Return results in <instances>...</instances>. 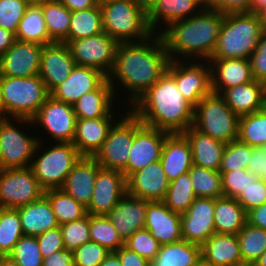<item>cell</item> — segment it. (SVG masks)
<instances>
[{
	"mask_svg": "<svg viewBox=\"0 0 266 266\" xmlns=\"http://www.w3.org/2000/svg\"><path fill=\"white\" fill-rule=\"evenodd\" d=\"M170 61L171 59L159 33L151 35L142 42L118 44L115 62L107 79L116 98L125 93V95H122V99L118 98L124 101L125 98L127 99L126 95H128V99L121 103L125 106L128 101L124 107L125 109L131 107L167 72ZM119 88L126 91L124 92ZM121 91L124 93H121Z\"/></svg>",
	"mask_w": 266,
	"mask_h": 266,
	"instance_id": "1",
	"label": "cell"
},
{
	"mask_svg": "<svg viewBox=\"0 0 266 266\" xmlns=\"http://www.w3.org/2000/svg\"><path fill=\"white\" fill-rule=\"evenodd\" d=\"M130 110L144 125L169 134L183 133L194 122V107L184 98L175 79L168 72Z\"/></svg>",
	"mask_w": 266,
	"mask_h": 266,
	"instance_id": "2",
	"label": "cell"
},
{
	"mask_svg": "<svg viewBox=\"0 0 266 266\" xmlns=\"http://www.w3.org/2000/svg\"><path fill=\"white\" fill-rule=\"evenodd\" d=\"M224 14L203 8L198 14L169 24L159 34L171 60L209 61Z\"/></svg>",
	"mask_w": 266,
	"mask_h": 266,
	"instance_id": "3",
	"label": "cell"
},
{
	"mask_svg": "<svg viewBox=\"0 0 266 266\" xmlns=\"http://www.w3.org/2000/svg\"><path fill=\"white\" fill-rule=\"evenodd\" d=\"M262 32L258 14L252 12L224 14L211 59H249L257 48Z\"/></svg>",
	"mask_w": 266,
	"mask_h": 266,
	"instance_id": "4",
	"label": "cell"
},
{
	"mask_svg": "<svg viewBox=\"0 0 266 266\" xmlns=\"http://www.w3.org/2000/svg\"><path fill=\"white\" fill-rule=\"evenodd\" d=\"M104 32L118 43L142 42L154 33L139 0L99 1Z\"/></svg>",
	"mask_w": 266,
	"mask_h": 266,
	"instance_id": "5",
	"label": "cell"
},
{
	"mask_svg": "<svg viewBox=\"0 0 266 266\" xmlns=\"http://www.w3.org/2000/svg\"><path fill=\"white\" fill-rule=\"evenodd\" d=\"M49 143L47 147L38 141L30 166L44 190L62 188L72 167L81 158L72 143Z\"/></svg>",
	"mask_w": 266,
	"mask_h": 266,
	"instance_id": "6",
	"label": "cell"
},
{
	"mask_svg": "<svg viewBox=\"0 0 266 266\" xmlns=\"http://www.w3.org/2000/svg\"><path fill=\"white\" fill-rule=\"evenodd\" d=\"M5 118L32 119L50 96L39 75L32 77L0 76Z\"/></svg>",
	"mask_w": 266,
	"mask_h": 266,
	"instance_id": "7",
	"label": "cell"
},
{
	"mask_svg": "<svg viewBox=\"0 0 266 266\" xmlns=\"http://www.w3.org/2000/svg\"><path fill=\"white\" fill-rule=\"evenodd\" d=\"M239 119L226 104L225 99L216 93L202 98L194 107L193 128L214 140L228 144L239 136Z\"/></svg>",
	"mask_w": 266,
	"mask_h": 266,
	"instance_id": "8",
	"label": "cell"
},
{
	"mask_svg": "<svg viewBox=\"0 0 266 266\" xmlns=\"http://www.w3.org/2000/svg\"><path fill=\"white\" fill-rule=\"evenodd\" d=\"M20 127H19V125ZM22 126V128H21ZM33 128L32 120L23 118L0 119V169L30 167L36 145L38 132L26 133L23 127ZM21 128V129H20ZM24 129V130H23ZM29 133V134H28ZM28 134V135H27Z\"/></svg>",
	"mask_w": 266,
	"mask_h": 266,
	"instance_id": "9",
	"label": "cell"
},
{
	"mask_svg": "<svg viewBox=\"0 0 266 266\" xmlns=\"http://www.w3.org/2000/svg\"><path fill=\"white\" fill-rule=\"evenodd\" d=\"M128 110V111H127ZM118 112V120L108 132L102 148L94 158L101 168L120 171L126 178V166L135 132L143 125L131 111Z\"/></svg>",
	"mask_w": 266,
	"mask_h": 266,
	"instance_id": "10",
	"label": "cell"
},
{
	"mask_svg": "<svg viewBox=\"0 0 266 266\" xmlns=\"http://www.w3.org/2000/svg\"><path fill=\"white\" fill-rule=\"evenodd\" d=\"M31 120L35 131L39 127L43 128L41 131H46L42 132L46 134H42V138L39 137L41 134L37 135L38 141H45L46 144V139L49 136L47 144L50 140L62 143L73 142L77 121L73 105L58 101L49 96Z\"/></svg>",
	"mask_w": 266,
	"mask_h": 266,
	"instance_id": "11",
	"label": "cell"
},
{
	"mask_svg": "<svg viewBox=\"0 0 266 266\" xmlns=\"http://www.w3.org/2000/svg\"><path fill=\"white\" fill-rule=\"evenodd\" d=\"M31 167L0 169V208L16 209L44 195Z\"/></svg>",
	"mask_w": 266,
	"mask_h": 266,
	"instance_id": "12",
	"label": "cell"
},
{
	"mask_svg": "<svg viewBox=\"0 0 266 266\" xmlns=\"http://www.w3.org/2000/svg\"><path fill=\"white\" fill-rule=\"evenodd\" d=\"M167 72L175 79L178 89L193 107L212 93L209 61L171 60Z\"/></svg>",
	"mask_w": 266,
	"mask_h": 266,
	"instance_id": "13",
	"label": "cell"
},
{
	"mask_svg": "<svg viewBox=\"0 0 266 266\" xmlns=\"http://www.w3.org/2000/svg\"><path fill=\"white\" fill-rule=\"evenodd\" d=\"M66 44L76 65L96 68L106 76L112 71L119 43L105 32Z\"/></svg>",
	"mask_w": 266,
	"mask_h": 266,
	"instance_id": "14",
	"label": "cell"
},
{
	"mask_svg": "<svg viewBox=\"0 0 266 266\" xmlns=\"http://www.w3.org/2000/svg\"><path fill=\"white\" fill-rule=\"evenodd\" d=\"M126 193L127 179L122 172L100 168L87 214L106 216Z\"/></svg>",
	"mask_w": 266,
	"mask_h": 266,
	"instance_id": "15",
	"label": "cell"
},
{
	"mask_svg": "<svg viewBox=\"0 0 266 266\" xmlns=\"http://www.w3.org/2000/svg\"><path fill=\"white\" fill-rule=\"evenodd\" d=\"M168 134L144 124L135 132L126 166V179L149 164L160 160L165 137Z\"/></svg>",
	"mask_w": 266,
	"mask_h": 266,
	"instance_id": "16",
	"label": "cell"
},
{
	"mask_svg": "<svg viewBox=\"0 0 266 266\" xmlns=\"http://www.w3.org/2000/svg\"><path fill=\"white\" fill-rule=\"evenodd\" d=\"M215 199L196 198L188 210L181 214L182 237L201 246L215 232Z\"/></svg>",
	"mask_w": 266,
	"mask_h": 266,
	"instance_id": "17",
	"label": "cell"
},
{
	"mask_svg": "<svg viewBox=\"0 0 266 266\" xmlns=\"http://www.w3.org/2000/svg\"><path fill=\"white\" fill-rule=\"evenodd\" d=\"M43 46L16 40L0 56V76L32 77L39 74Z\"/></svg>",
	"mask_w": 266,
	"mask_h": 266,
	"instance_id": "18",
	"label": "cell"
},
{
	"mask_svg": "<svg viewBox=\"0 0 266 266\" xmlns=\"http://www.w3.org/2000/svg\"><path fill=\"white\" fill-rule=\"evenodd\" d=\"M76 62L66 43L53 42L43 46L39 76L50 93L72 72Z\"/></svg>",
	"mask_w": 266,
	"mask_h": 266,
	"instance_id": "19",
	"label": "cell"
},
{
	"mask_svg": "<svg viewBox=\"0 0 266 266\" xmlns=\"http://www.w3.org/2000/svg\"><path fill=\"white\" fill-rule=\"evenodd\" d=\"M203 8V0H155L146 8L149 28L158 34L169 24L194 16Z\"/></svg>",
	"mask_w": 266,
	"mask_h": 266,
	"instance_id": "20",
	"label": "cell"
},
{
	"mask_svg": "<svg viewBox=\"0 0 266 266\" xmlns=\"http://www.w3.org/2000/svg\"><path fill=\"white\" fill-rule=\"evenodd\" d=\"M169 183L159 160L133 173L127 179V193L147 201H163Z\"/></svg>",
	"mask_w": 266,
	"mask_h": 266,
	"instance_id": "21",
	"label": "cell"
},
{
	"mask_svg": "<svg viewBox=\"0 0 266 266\" xmlns=\"http://www.w3.org/2000/svg\"><path fill=\"white\" fill-rule=\"evenodd\" d=\"M147 204V200L126 193L106 215L123 242L144 228Z\"/></svg>",
	"mask_w": 266,
	"mask_h": 266,
	"instance_id": "22",
	"label": "cell"
},
{
	"mask_svg": "<svg viewBox=\"0 0 266 266\" xmlns=\"http://www.w3.org/2000/svg\"><path fill=\"white\" fill-rule=\"evenodd\" d=\"M144 228L160 245L183 239L181 215L169 209L163 201H148Z\"/></svg>",
	"mask_w": 266,
	"mask_h": 266,
	"instance_id": "23",
	"label": "cell"
},
{
	"mask_svg": "<svg viewBox=\"0 0 266 266\" xmlns=\"http://www.w3.org/2000/svg\"><path fill=\"white\" fill-rule=\"evenodd\" d=\"M106 78L96 68L76 65L68 77L50 92V96L73 105L82 95L95 90Z\"/></svg>",
	"mask_w": 266,
	"mask_h": 266,
	"instance_id": "24",
	"label": "cell"
},
{
	"mask_svg": "<svg viewBox=\"0 0 266 266\" xmlns=\"http://www.w3.org/2000/svg\"><path fill=\"white\" fill-rule=\"evenodd\" d=\"M117 100L118 99L115 97L114 90L106 78L95 90L82 95L73 104V109L76 117L82 119L114 117L118 110H123L120 107L118 109V106L121 105V102ZM113 108H115V110Z\"/></svg>",
	"mask_w": 266,
	"mask_h": 266,
	"instance_id": "25",
	"label": "cell"
},
{
	"mask_svg": "<svg viewBox=\"0 0 266 266\" xmlns=\"http://www.w3.org/2000/svg\"><path fill=\"white\" fill-rule=\"evenodd\" d=\"M117 120L116 116L95 119L77 118L72 144L81 156L94 157L102 148L109 130Z\"/></svg>",
	"mask_w": 266,
	"mask_h": 266,
	"instance_id": "26",
	"label": "cell"
},
{
	"mask_svg": "<svg viewBox=\"0 0 266 266\" xmlns=\"http://www.w3.org/2000/svg\"><path fill=\"white\" fill-rule=\"evenodd\" d=\"M100 168L94 157L81 156L67 175L61 189L87 208L91 202L95 179Z\"/></svg>",
	"mask_w": 266,
	"mask_h": 266,
	"instance_id": "27",
	"label": "cell"
},
{
	"mask_svg": "<svg viewBox=\"0 0 266 266\" xmlns=\"http://www.w3.org/2000/svg\"><path fill=\"white\" fill-rule=\"evenodd\" d=\"M212 92L221 94L225 89L253 81L249 59H210Z\"/></svg>",
	"mask_w": 266,
	"mask_h": 266,
	"instance_id": "28",
	"label": "cell"
},
{
	"mask_svg": "<svg viewBox=\"0 0 266 266\" xmlns=\"http://www.w3.org/2000/svg\"><path fill=\"white\" fill-rule=\"evenodd\" d=\"M220 95L239 117L266 107V84L256 80L225 89Z\"/></svg>",
	"mask_w": 266,
	"mask_h": 266,
	"instance_id": "29",
	"label": "cell"
},
{
	"mask_svg": "<svg viewBox=\"0 0 266 266\" xmlns=\"http://www.w3.org/2000/svg\"><path fill=\"white\" fill-rule=\"evenodd\" d=\"M160 162L169 181L189 172L193 165L192 152L182 133L168 134L165 137Z\"/></svg>",
	"mask_w": 266,
	"mask_h": 266,
	"instance_id": "30",
	"label": "cell"
},
{
	"mask_svg": "<svg viewBox=\"0 0 266 266\" xmlns=\"http://www.w3.org/2000/svg\"><path fill=\"white\" fill-rule=\"evenodd\" d=\"M201 259L213 266H244L237 235L214 233L201 245Z\"/></svg>",
	"mask_w": 266,
	"mask_h": 266,
	"instance_id": "31",
	"label": "cell"
},
{
	"mask_svg": "<svg viewBox=\"0 0 266 266\" xmlns=\"http://www.w3.org/2000/svg\"><path fill=\"white\" fill-rule=\"evenodd\" d=\"M24 236H37L59 226L48 198L43 195L30 204L16 208Z\"/></svg>",
	"mask_w": 266,
	"mask_h": 266,
	"instance_id": "32",
	"label": "cell"
},
{
	"mask_svg": "<svg viewBox=\"0 0 266 266\" xmlns=\"http://www.w3.org/2000/svg\"><path fill=\"white\" fill-rule=\"evenodd\" d=\"M182 134L190 144L193 164L215 171L220 170L226 144L200 133L193 127H189Z\"/></svg>",
	"mask_w": 266,
	"mask_h": 266,
	"instance_id": "33",
	"label": "cell"
},
{
	"mask_svg": "<svg viewBox=\"0 0 266 266\" xmlns=\"http://www.w3.org/2000/svg\"><path fill=\"white\" fill-rule=\"evenodd\" d=\"M201 260V246L185 239L160 245L157 256L150 266H197Z\"/></svg>",
	"mask_w": 266,
	"mask_h": 266,
	"instance_id": "34",
	"label": "cell"
},
{
	"mask_svg": "<svg viewBox=\"0 0 266 266\" xmlns=\"http://www.w3.org/2000/svg\"><path fill=\"white\" fill-rule=\"evenodd\" d=\"M247 222V212L234 198L215 199L214 224L216 233L237 235Z\"/></svg>",
	"mask_w": 266,
	"mask_h": 266,
	"instance_id": "35",
	"label": "cell"
},
{
	"mask_svg": "<svg viewBox=\"0 0 266 266\" xmlns=\"http://www.w3.org/2000/svg\"><path fill=\"white\" fill-rule=\"evenodd\" d=\"M44 15L50 43H66L70 28L71 11L59 0L39 5Z\"/></svg>",
	"mask_w": 266,
	"mask_h": 266,
	"instance_id": "36",
	"label": "cell"
},
{
	"mask_svg": "<svg viewBox=\"0 0 266 266\" xmlns=\"http://www.w3.org/2000/svg\"><path fill=\"white\" fill-rule=\"evenodd\" d=\"M16 40L33 42L42 46L50 44L44 15L40 6L30 5L19 22Z\"/></svg>",
	"mask_w": 266,
	"mask_h": 266,
	"instance_id": "37",
	"label": "cell"
},
{
	"mask_svg": "<svg viewBox=\"0 0 266 266\" xmlns=\"http://www.w3.org/2000/svg\"><path fill=\"white\" fill-rule=\"evenodd\" d=\"M104 32L100 4L96 7L71 12L67 42L91 37Z\"/></svg>",
	"mask_w": 266,
	"mask_h": 266,
	"instance_id": "38",
	"label": "cell"
},
{
	"mask_svg": "<svg viewBox=\"0 0 266 266\" xmlns=\"http://www.w3.org/2000/svg\"><path fill=\"white\" fill-rule=\"evenodd\" d=\"M44 195L48 198L59 225L87 215L86 208L61 188L45 190Z\"/></svg>",
	"mask_w": 266,
	"mask_h": 266,
	"instance_id": "39",
	"label": "cell"
},
{
	"mask_svg": "<svg viewBox=\"0 0 266 266\" xmlns=\"http://www.w3.org/2000/svg\"><path fill=\"white\" fill-rule=\"evenodd\" d=\"M196 198L190 174L187 172L170 181L163 202L173 212L181 215L188 210Z\"/></svg>",
	"mask_w": 266,
	"mask_h": 266,
	"instance_id": "40",
	"label": "cell"
},
{
	"mask_svg": "<svg viewBox=\"0 0 266 266\" xmlns=\"http://www.w3.org/2000/svg\"><path fill=\"white\" fill-rule=\"evenodd\" d=\"M244 265H252L266 251V230L246 222L237 234Z\"/></svg>",
	"mask_w": 266,
	"mask_h": 266,
	"instance_id": "41",
	"label": "cell"
},
{
	"mask_svg": "<svg viewBox=\"0 0 266 266\" xmlns=\"http://www.w3.org/2000/svg\"><path fill=\"white\" fill-rule=\"evenodd\" d=\"M189 174L197 198L216 199L223 197L222 179L219 171L193 164Z\"/></svg>",
	"mask_w": 266,
	"mask_h": 266,
	"instance_id": "42",
	"label": "cell"
},
{
	"mask_svg": "<svg viewBox=\"0 0 266 266\" xmlns=\"http://www.w3.org/2000/svg\"><path fill=\"white\" fill-rule=\"evenodd\" d=\"M238 139L252 148L266 147V107L240 117Z\"/></svg>",
	"mask_w": 266,
	"mask_h": 266,
	"instance_id": "43",
	"label": "cell"
},
{
	"mask_svg": "<svg viewBox=\"0 0 266 266\" xmlns=\"http://www.w3.org/2000/svg\"><path fill=\"white\" fill-rule=\"evenodd\" d=\"M23 235L18 211L0 208V257L8 256Z\"/></svg>",
	"mask_w": 266,
	"mask_h": 266,
	"instance_id": "44",
	"label": "cell"
},
{
	"mask_svg": "<svg viewBox=\"0 0 266 266\" xmlns=\"http://www.w3.org/2000/svg\"><path fill=\"white\" fill-rule=\"evenodd\" d=\"M90 241L96 242L110 252L124 246L118 231L105 215H90Z\"/></svg>",
	"mask_w": 266,
	"mask_h": 266,
	"instance_id": "45",
	"label": "cell"
},
{
	"mask_svg": "<svg viewBox=\"0 0 266 266\" xmlns=\"http://www.w3.org/2000/svg\"><path fill=\"white\" fill-rule=\"evenodd\" d=\"M252 156V147L239 139L226 144L219 172L247 170Z\"/></svg>",
	"mask_w": 266,
	"mask_h": 266,
	"instance_id": "46",
	"label": "cell"
},
{
	"mask_svg": "<svg viewBox=\"0 0 266 266\" xmlns=\"http://www.w3.org/2000/svg\"><path fill=\"white\" fill-rule=\"evenodd\" d=\"M20 266H42L43 258L36 236H22L8 255Z\"/></svg>",
	"mask_w": 266,
	"mask_h": 266,
	"instance_id": "47",
	"label": "cell"
},
{
	"mask_svg": "<svg viewBox=\"0 0 266 266\" xmlns=\"http://www.w3.org/2000/svg\"><path fill=\"white\" fill-rule=\"evenodd\" d=\"M65 249L75 250L90 241V214L82 219L60 225Z\"/></svg>",
	"mask_w": 266,
	"mask_h": 266,
	"instance_id": "48",
	"label": "cell"
},
{
	"mask_svg": "<svg viewBox=\"0 0 266 266\" xmlns=\"http://www.w3.org/2000/svg\"><path fill=\"white\" fill-rule=\"evenodd\" d=\"M223 187V197L236 199L242 194L249 184L254 183L258 176L248 170H236L231 172H220Z\"/></svg>",
	"mask_w": 266,
	"mask_h": 266,
	"instance_id": "49",
	"label": "cell"
},
{
	"mask_svg": "<svg viewBox=\"0 0 266 266\" xmlns=\"http://www.w3.org/2000/svg\"><path fill=\"white\" fill-rule=\"evenodd\" d=\"M124 245L149 262L157 256L160 248L158 241L146 228L137 230L124 242Z\"/></svg>",
	"mask_w": 266,
	"mask_h": 266,
	"instance_id": "50",
	"label": "cell"
},
{
	"mask_svg": "<svg viewBox=\"0 0 266 266\" xmlns=\"http://www.w3.org/2000/svg\"><path fill=\"white\" fill-rule=\"evenodd\" d=\"M29 6L26 0H0V28L16 35L19 22Z\"/></svg>",
	"mask_w": 266,
	"mask_h": 266,
	"instance_id": "51",
	"label": "cell"
},
{
	"mask_svg": "<svg viewBox=\"0 0 266 266\" xmlns=\"http://www.w3.org/2000/svg\"><path fill=\"white\" fill-rule=\"evenodd\" d=\"M109 253L100 244L88 241L73 250L74 266H99Z\"/></svg>",
	"mask_w": 266,
	"mask_h": 266,
	"instance_id": "52",
	"label": "cell"
},
{
	"mask_svg": "<svg viewBox=\"0 0 266 266\" xmlns=\"http://www.w3.org/2000/svg\"><path fill=\"white\" fill-rule=\"evenodd\" d=\"M237 202L248 212L252 208L266 203V182L260 177L243 190L242 194L236 198Z\"/></svg>",
	"mask_w": 266,
	"mask_h": 266,
	"instance_id": "53",
	"label": "cell"
},
{
	"mask_svg": "<svg viewBox=\"0 0 266 266\" xmlns=\"http://www.w3.org/2000/svg\"><path fill=\"white\" fill-rule=\"evenodd\" d=\"M36 237L42 258H46L54 252L65 249L60 225L49 229Z\"/></svg>",
	"mask_w": 266,
	"mask_h": 266,
	"instance_id": "54",
	"label": "cell"
},
{
	"mask_svg": "<svg viewBox=\"0 0 266 266\" xmlns=\"http://www.w3.org/2000/svg\"><path fill=\"white\" fill-rule=\"evenodd\" d=\"M249 61L253 79L266 84V31L262 32L257 48Z\"/></svg>",
	"mask_w": 266,
	"mask_h": 266,
	"instance_id": "55",
	"label": "cell"
},
{
	"mask_svg": "<svg viewBox=\"0 0 266 266\" xmlns=\"http://www.w3.org/2000/svg\"><path fill=\"white\" fill-rule=\"evenodd\" d=\"M204 7L223 14L250 12L252 0H203Z\"/></svg>",
	"mask_w": 266,
	"mask_h": 266,
	"instance_id": "56",
	"label": "cell"
},
{
	"mask_svg": "<svg viewBox=\"0 0 266 266\" xmlns=\"http://www.w3.org/2000/svg\"><path fill=\"white\" fill-rule=\"evenodd\" d=\"M122 266H150V262L125 245L115 252Z\"/></svg>",
	"mask_w": 266,
	"mask_h": 266,
	"instance_id": "57",
	"label": "cell"
},
{
	"mask_svg": "<svg viewBox=\"0 0 266 266\" xmlns=\"http://www.w3.org/2000/svg\"><path fill=\"white\" fill-rule=\"evenodd\" d=\"M266 164V147L252 148V156L248 163L247 170L250 173L261 177L264 172V166Z\"/></svg>",
	"mask_w": 266,
	"mask_h": 266,
	"instance_id": "58",
	"label": "cell"
},
{
	"mask_svg": "<svg viewBox=\"0 0 266 266\" xmlns=\"http://www.w3.org/2000/svg\"><path fill=\"white\" fill-rule=\"evenodd\" d=\"M42 266H74L73 250L64 249L43 258Z\"/></svg>",
	"mask_w": 266,
	"mask_h": 266,
	"instance_id": "59",
	"label": "cell"
},
{
	"mask_svg": "<svg viewBox=\"0 0 266 266\" xmlns=\"http://www.w3.org/2000/svg\"><path fill=\"white\" fill-rule=\"evenodd\" d=\"M247 222L253 226L266 230V203L248 211Z\"/></svg>",
	"mask_w": 266,
	"mask_h": 266,
	"instance_id": "60",
	"label": "cell"
},
{
	"mask_svg": "<svg viewBox=\"0 0 266 266\" xmlns=\"http://www.w3.org/2000/svg\"><path fill=\"white\" fill-rule=\"evenodd\" d=\"M64 6H66L71 12L87 10L96 7L99 4V0H59Z\"/></svg>",
	"mask_w": 266,
	"mask_h": 266,
	"instance_id": "61",
	"label": "cell"
},
{
	"mask_svg": "<svg viewBox=\"0 0 266 266\" xmlns=\"http://www.w3.org/2000/svg\"><path fill=\"white\" fill-rule=\"evenodd\" d=\"M16 41V35L0 28V56H2Z\"/></svg>",
	"mask_w": 266,
	"mask_h": 266,
	"instance_id": "62",
	"label": "cell"
},
{
	"mask_svg": "<svg viewBox=\"0 0 266 266\" xmlns=\"http://www.w3.org/2000/svg\"><path fill=\"white\" fill-rule=\"evenodd\" d=\"M99 266H122L118 255L115 252H110Z\"/></svg>",
	"mask_w": 266,
	"mask_h": 266,
	"instance_id": "63",
	"label": "cell"
},
{
	"mask_svg": "<svg viewBox=\"0 0 266 266\" xmlns=\"http://www.w3.org/2000/svg\"><path fill=\"white\" fill-rule=\"evenodd\" d=\"M265 7H266V0H252L250 12L257 14Z\"/></svg>",
	"mask_w": 266,
	"mask_h": 266,
	"instance_id": "64",
	"label": "cell"
},
{
	"mask_svg": "<svg viewBox=\"0 0 266 266\" xmlns=\"http://www.w3.org/2000/svg\"><path fill=\"white\" fill-rule=\"evenodd\" d=\"M0 266H20V265L14 260H12L9 256H1Z\"/></svg>",
	"mask_w": 266,
	"mask_h": 266,
	"instance_id": "65",
	"label": "cell"
},
{
	"mask_svg": "<svg viewBox=\"0 0 266 266\" xmlns=\"http://www.w3.org/2000/svg\"><path fill=\"white\" fill-rule=\"evenodd\" d=\"M257 14L259 16L263 31H266V7L259 11Z\"/></svg>",
	"mask_w": 266,
	"mask_h": 266,
	"instance_id": "66",
	"label": "cell"
},
{
	"mask_svg": "<svg viewBox=\"0 0 266 266\" xmlns=\"http://www.w3.org/2000/svg\"><path fill=\"white\" fill-rule=\"evenodd\" d=\"M252 265L253 266H266V251Z\"/></svg>",
	"mask_w": 266,
	"mask_h": 266,
	"instance_id": "67",
	"label": "cell"
},
{
	"mask_svg": "<svg viewBox=\"0 0 266 266\" xmlns=\"http://www.w3.org/2000/svg\"><path fill=\"white\" fill-rule=\"evenodd\" d=\"M5 118V111H4V101H3V96H2V88L0 85V119Z\"/></svg>",
	"mask_w": 266,
	"mask_h": 266,
	"instance_id": "68",
	"label": "cell"
},
{
	"mask_svg": "<svg viewBox=\"0 0 266 266\" xmlns=\"http://www.w3.org/2000/svg\"><path fill=\"white\" fill-rule=\"evenodd\" d=\"M28 2L29 5H41V4H44L45 2L47 1H50V0H26Z\"/></svg>",
	"mask_w": 266,
	"mask_h": 266,
	"instance_id": "69",
	"label": "cell"
},
{
	"mask_svg": "<svg viewBox=\"0 0 266 266\" xmlns=\"http://www.w3.org/2000/svg\"><path fill=\"white\" fill-rule=\"evenodd\" d=\"M155 0H139V2L145 7L147 8L152 2H154Z\"/></svg>",
	"mask_w": 266,
	"mask_h": 266,
	"instance_id": "70",
	"label": "cell"
},
{
	"mask_svg": "<svg viewBox=\"0 0 266 266\" xmlns=\"http://www.w3.org/2000/svg\"><path fill=\"white\" fill-rule=\"evenodd\" d=\"M197 266H213L211 264L206 263L205 261H203L202 259L198 262Z\"/></svg>",
	"mask_w": 266,
	"mask_h": 266,
	"instance_id": "71",
	"label": "cell"
},
{
	"mask_svg": "<svg viewBox=\"0 0 266 266\" xmlns=\"http://www.w3.org/2000/svg\"><path fill=\"white\" fill-rule=\"evenodd\" d=\"M263 181L266 182V164L264 166V172L262 173L261 177H260Z\"/></svg>",
	"mask_w": 266,
	"mask_h": 266,
	"instance_id": "72",
	"label": "cell"
}]
</instances>
